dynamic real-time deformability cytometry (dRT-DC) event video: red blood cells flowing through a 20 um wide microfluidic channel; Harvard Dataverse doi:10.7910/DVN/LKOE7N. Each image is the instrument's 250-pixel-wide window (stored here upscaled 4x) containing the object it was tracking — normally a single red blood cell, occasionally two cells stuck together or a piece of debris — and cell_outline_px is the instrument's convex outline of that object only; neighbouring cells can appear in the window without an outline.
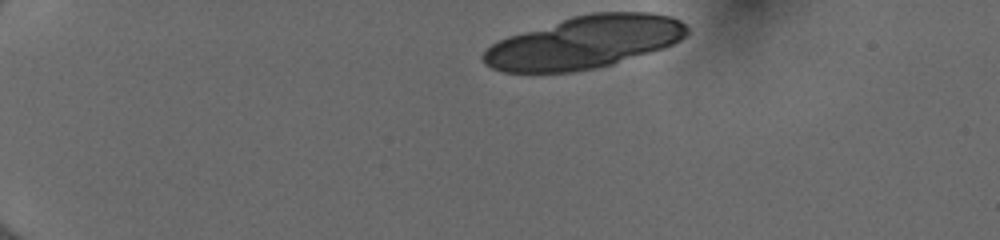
{"species": "human", "species_latin": "Homo sapiens", "temperature_condition": "cold", "stored_images_in_passage": 33, "camera_frame_rate_fps": 3000, "um_per_image_px": 0.085, "donor": {"sex": "female"}, "frame": {"image": 1, "passage_image": 1, "time_ms": 0.0, "image_size_px": [1000, 240], "cell_outline_px": [[688, 32], [680, 40], [664, 48], [612, 64], [596, 68], [572, 72], [504, 72], [492, 68], [484, 64], [480, 60], [480, 56], [492, 44], [508, 36], [572, 16], [592, 12], [652, 12], [672, 16], [680, 20], [688, 28]], "centroid_in_image_um": [49.67, 3.59], "position_along_channel_um": 35.3, "area_um2": 62.37}}